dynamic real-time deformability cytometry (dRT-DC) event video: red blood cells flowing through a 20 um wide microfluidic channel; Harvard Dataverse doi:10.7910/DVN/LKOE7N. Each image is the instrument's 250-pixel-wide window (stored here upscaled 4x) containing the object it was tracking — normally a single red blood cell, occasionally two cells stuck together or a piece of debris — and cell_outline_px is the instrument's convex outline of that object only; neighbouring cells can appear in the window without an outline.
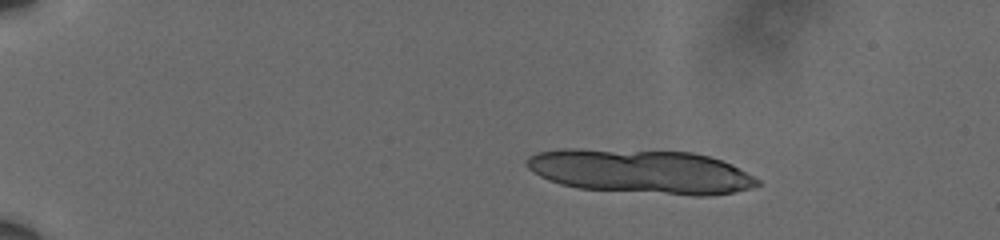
{"species": "human", "species_latin": "Homo sapiens", "temperature_condition": "cold", "stored_images_in_passage": 10, "camera_frame_rate_fps": 3000, "um_per_image_px": 0.085, "donor": {"sex": "male"}, "frame": {"image": 1, "passage_image": 1, "time_ms": 0.0, "image_size_px": [1000, 240], "cell_outline_px": [[760, 184], [752, 188], [712, 196], [692, 196], [580, 188], [560, 184], [548, 180], [540, 176], [528, 168], [524, 164], [524, 160], [528, 156], [536, 152], [560, 148], [580, 148], [692, 152], [708, 156], [732, 164], [760, 180]], "centroid_in_image_um": [54.44, 14.57], "position_along_channel_um": 30.6, "area_um2": 60.0}}